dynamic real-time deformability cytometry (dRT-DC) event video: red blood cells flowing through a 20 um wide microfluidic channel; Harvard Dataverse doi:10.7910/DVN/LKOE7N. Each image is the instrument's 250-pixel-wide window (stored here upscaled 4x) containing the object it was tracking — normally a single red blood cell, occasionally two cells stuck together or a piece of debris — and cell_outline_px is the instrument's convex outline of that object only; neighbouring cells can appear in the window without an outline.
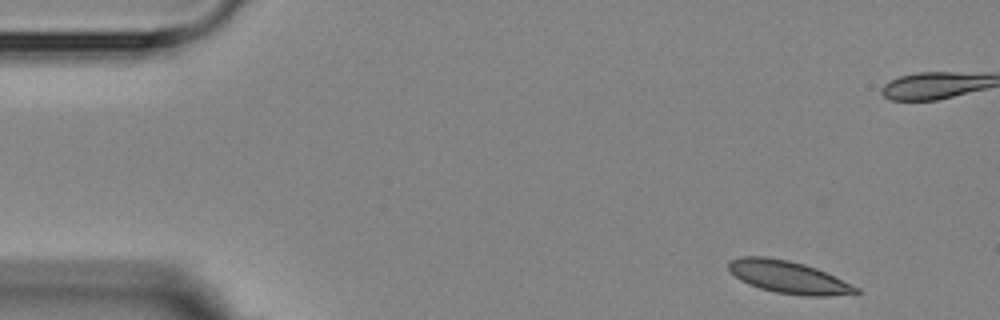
{"species": "Egyptian fruit bat (a non-hibernating species)", "species_latin": "Rousettus aegyptiacus", "temperature_condition": "room temperature", "stored_images_in_passage": 5, "camera_frame_rate_fps": 3000, "um_per_image_px": 0.085, "animal": {"sex": "female"}, "frame": {"image": 1, "passage_image": 1, "time_ms": 0.0, "image_size_px": [1000, 320], "cell_outline_px": [[860, 292], [828, 296], [804, 296], [776, 292], [760, 288], [748, 284], [740, 280], [728, 268], [728, 260], [740, 256], [764, 256], [788, 260], [804, 264], [816, 268], [860, 288]], "centroid_in_image_um": [66.98, 23.55], "position_along_channel_um": 18.0, "area_um2": 23.93}}